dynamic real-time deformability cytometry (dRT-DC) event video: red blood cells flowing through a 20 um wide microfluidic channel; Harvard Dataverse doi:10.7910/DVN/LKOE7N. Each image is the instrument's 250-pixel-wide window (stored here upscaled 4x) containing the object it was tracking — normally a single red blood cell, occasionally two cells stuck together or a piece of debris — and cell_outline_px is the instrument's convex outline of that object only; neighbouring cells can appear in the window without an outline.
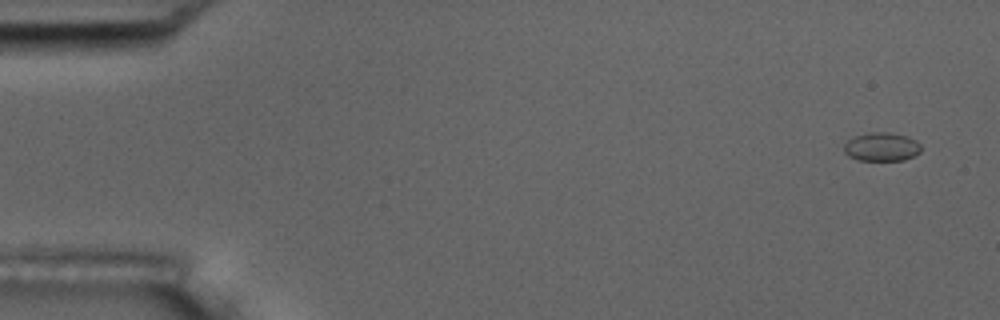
{"species": "common noctule bat (a hibernating species)", "species_latin": "Nyctalus noctula", "temperature_condition": "room temperature", "stored_images_in_passage": 5, "camera_frame_rate_fps": 3000, "um_per_image_px": 0.085, "animal": {"sex": "male", "body_mass_g": 17.5, "forearm_length_mm": 52.3}, "frame": {"image": 1, "passage_image": 1, "time_ms": 0.0, "image_size_px": [1000, 320], "cell_outline_px": [[920, 152], [904, 160], [856, 160], [848, 156], [844, 152], [844, 144], [848, 140], [856, 136], [868, 132], [888, 132], [908, 136], [916, 140], [920, 144]], "centroid_in_image_um": [74.92, 12.48], "position_along_channel_um": 10.1, "area_um2": 12.89}}
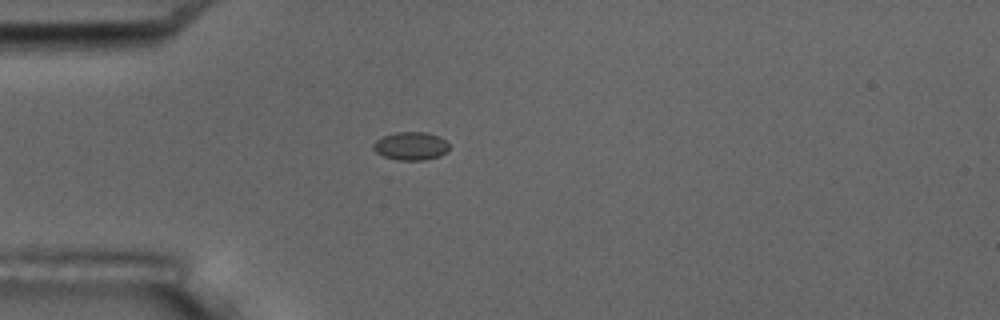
{"frame": {"image": 2, "passage_image": 5, "time_ms": 4.333, "image_size_px": [1000, 320], "cell_outline_px": [[448, 152], [440, 156], [424, 160], [396, 160], [384, 156], [376, 152], [372, 148], [372, 144], [376, 140], [384, 136], [396, 132], [424, 132], [440, 136], [448, 144]], "centroid_in_image_um": [34.92, 12.41], "position_along_channel_um": 50.1, "area_um2": 12.48}}